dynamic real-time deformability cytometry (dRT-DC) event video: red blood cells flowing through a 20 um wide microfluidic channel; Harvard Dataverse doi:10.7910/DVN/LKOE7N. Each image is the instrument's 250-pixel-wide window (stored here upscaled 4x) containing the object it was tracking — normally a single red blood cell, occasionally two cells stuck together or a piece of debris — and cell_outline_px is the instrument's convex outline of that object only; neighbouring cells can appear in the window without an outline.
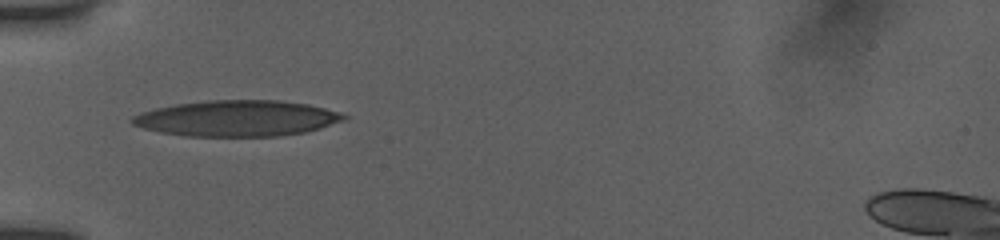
{"species": "human", "species_latin": "Homo sapiens", "temperature_condition": "room temperature", "stored_images_in_passage": 33, "camera_frame_rate_fps": 3000, "um_per_image_px": 0.085, "donor": {"sex": "female"}, "frame": {"image": 1, "passage_image": 1, "time_ms": 0.0, "image_size_px": [1000, 240], "cell_outline_px": [[348, 116], [340, 120], [304, 132], [276, 136], [188, 136], [160, 132], [144, 128], [132, 124], [132, 116], [156, 108], [176, 104], [208, 100], [276, 100], [304, 104], [336, 112]], "centroid_in_image_um": [20.04, 10.06], "position_along_channel_um": 65.0, "area_um2": 43.29}}
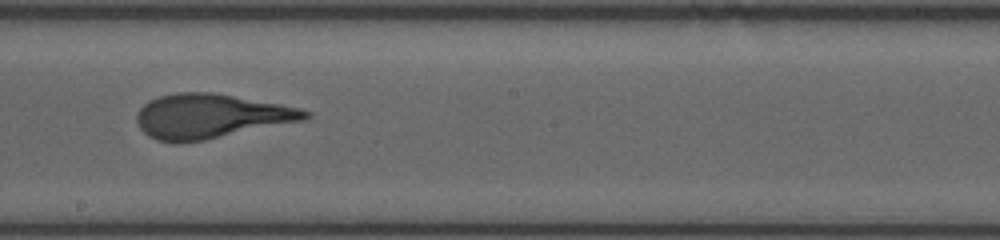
{"frame": {"image": 2, "passage_image": 14, "time_ms": 4.333, "image_size_px": [1000, 240], "cell_outline_px": [[312, 116], [304, 120], [204, 140], [180, 144], [176, 144], [156, 140], [148, 136], [140, 128], [136, 120], [136, 116], [140, 108], [144, 104], [160, 96], [176, 92], [212, 92], [280, 104], [300, 108], [312, 112]], "centroid_in_image_um": [17.89, 9.89], "position_along_channel_um": 230.3, "area_um2": 43.58}}
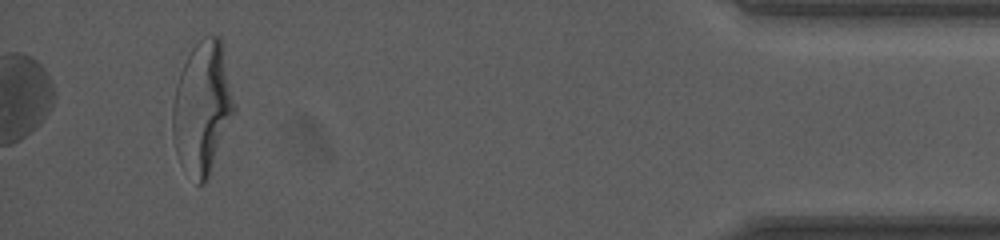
{"frame": {"image": 3, "passage_image": 33, "time_ms": 10.667, "image_size_px": [1000, 240], "cell_outline_px": [[236, 108], [208, 180], [204, 184], [196, 184], [176, 100], [176, 88], [180, 72], [192, 48], [204, 36], [220, 36]], "centroid_in_image_um": [17.43, 8.86], "position_along_channel_um": 417.8, "area_um2": 41.91}}